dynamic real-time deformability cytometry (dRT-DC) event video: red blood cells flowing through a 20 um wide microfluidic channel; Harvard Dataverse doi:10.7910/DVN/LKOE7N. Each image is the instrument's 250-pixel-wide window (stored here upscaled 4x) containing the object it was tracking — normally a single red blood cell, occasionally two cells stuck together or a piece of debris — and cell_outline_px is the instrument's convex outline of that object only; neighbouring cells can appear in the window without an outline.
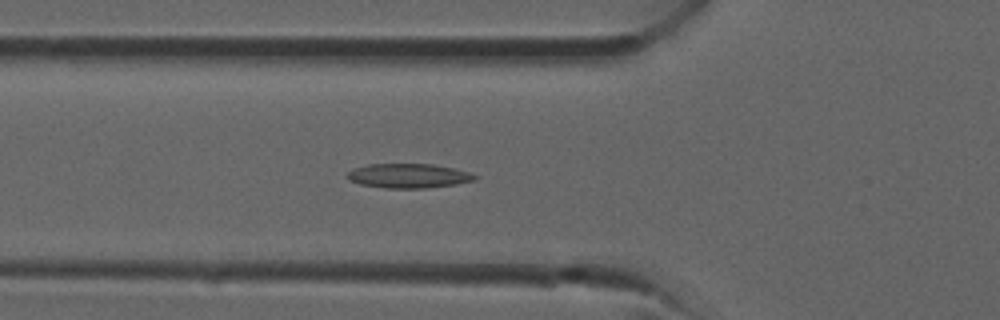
{"species": "common noctule bat (a hibernating species)", "species_latin": "Nyctalus noctula", "temperature_condition": "room temperature", "stored_images_in_passage": 37, "camera_frame_rate_fps": 3000, "um_per_image_px": 0.085, "animal": {"sex": "male", "forearm_length_mm": 52.5}, "frame": {"image": 1, "passage_image": 13, "time_ms": 4.0, "image_size_px": [1000, 320], "cell_outline_px": [[472, 176], [468, 180], [448, 184], [368, 184], [352, 180], [348, 176], [364, 168], [384, 164], [420, 164], [444, 168]], "centroid_in_image_um": [34.66, 14.87], "position_along_channel_um": 91.1, "area_um2": 13.87}}
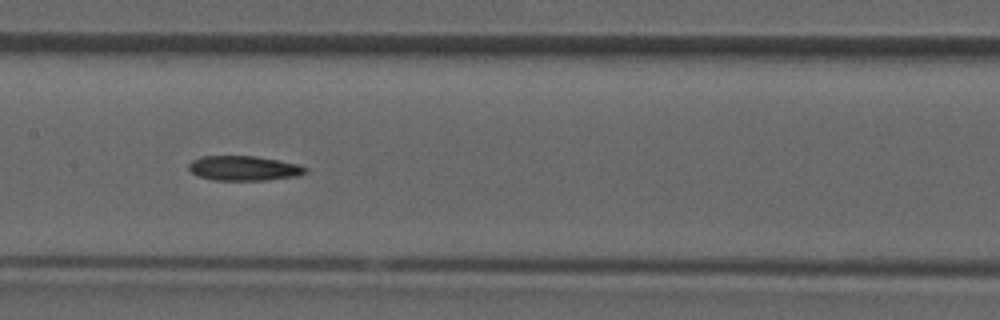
{"frame": {"image": 2, "passage_image": 18, "time_ms": 5.667, "image_size_px": [1000, 320], "cell_outline_px": [[304, 168], [300, 172], [284, 176], [240, 180], [232, 180], [204, 176], [196, 172], [192, 168], [192, 164], [196, 160], [212, 156], [248, 156], [272, 160], [292, 164]], "centroid_in_image_um": [20.64, 14.26], "position_along_channel_um": 186.8, "area_um2": 14.28}}
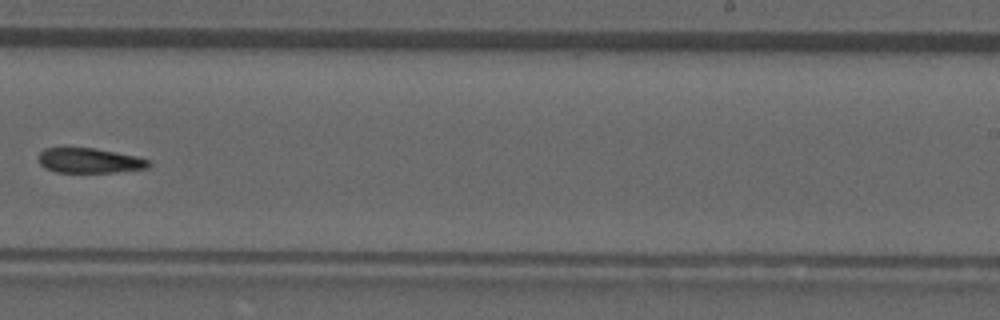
{"frame": {"image": 3, "passage_image": 23, "time_ms": 7.333, "image_size_px": [1000, 320], "cell_outline_px": [[148, 164], [136, 168], [100, 172], [64, 172], [48, 168], [40, 160], [40, 156], [44, 152], [52, 148], [88, 148], [128, 156], [144, 160]], "centroid_in_image_um": [7.46, 13.64], "position_along_channel_um": 281.5, "area_um2": 13.99}}